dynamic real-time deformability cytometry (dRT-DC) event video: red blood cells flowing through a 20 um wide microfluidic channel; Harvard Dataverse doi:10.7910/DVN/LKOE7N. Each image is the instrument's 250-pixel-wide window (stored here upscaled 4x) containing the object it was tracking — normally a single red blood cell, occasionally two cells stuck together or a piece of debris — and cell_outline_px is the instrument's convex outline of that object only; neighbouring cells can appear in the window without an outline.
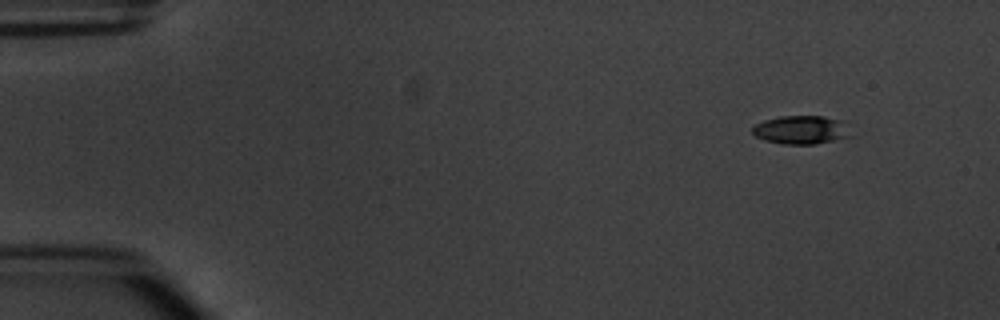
{"species": "common noctule bat (a hibernating species)", "species_latin": "Nyctalus noctula", "temperature_condition": "warm", "stored_images_in_passage": 4, "segment_of_instrument_passage": [1, 2], "camera_frame_rate_fps": 3000, "um_per_image_px": 0.085, "animal": {"sex": "male", "body_mass_g": 20.1, "forearm_length_mm": 53.5}, "frame": {"image": 1, "passage_image": 1, "time_ms": 0.0, "image_size_px": [1000, 320], "cell_outline_px": [[852, 136], [816, 144], [784, 144], [764, 140], [756, 136], [752, 132], [752, 128], [756, 124], [764, 120], [780, 116], [824, 116], [844, 120]], "centroid_in_image_um": [68.13, 11.03], "position_along_channel_um": 16.9, "area_um2": 16.42}}
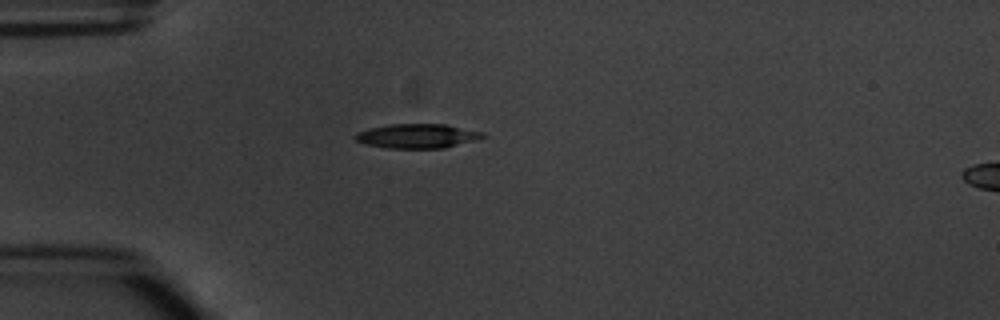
{"frame": {"image": 2, "passage_image": 3, "time_ms": 3.333, "image_size_px": [1000, 320], "cell_outline_px": [[488, 136], [476, 140], [444, 148], [388, 148], [364, 144], [356, 140], [352, 136], [356, 132], [368, 128], [392, 124], [444, 124], [484, 132]], "centroid_in_image_um": [35.46, 11.56], "position_along_channel_um": 49.5, "area_um2": 18.21}}